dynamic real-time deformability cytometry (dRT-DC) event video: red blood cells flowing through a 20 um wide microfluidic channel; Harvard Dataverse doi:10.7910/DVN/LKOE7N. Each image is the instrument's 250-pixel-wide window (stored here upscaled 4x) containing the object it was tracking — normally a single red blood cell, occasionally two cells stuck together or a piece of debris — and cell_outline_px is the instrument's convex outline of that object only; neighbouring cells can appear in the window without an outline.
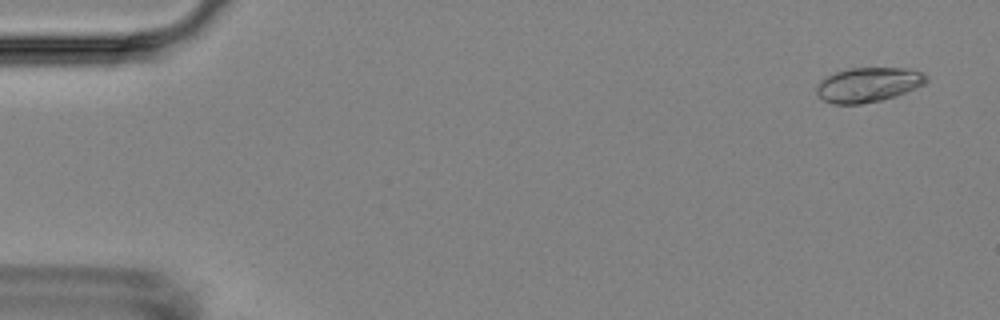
{"species": "Egyptian fruit bat (a non-hibernating species)", "species_latin": "Rousettus aegyptiacus", "temperature_condition": "room temperature", "stored_images_in_passage": 4, "camera_frame_rate_fps": 3000, "um_per_image_px": 0.085, "animal": {"sex": "female"}, "frame": {"image": 1, "passage_image": 1, "time_ms": 0.0, "image_size_px": [1000, 320], "cell_outline_px": [[928, 80], [924, 84], [896, 96], [880, 100], [860, 104], [832, 104], [824, 100], [816, 92], [816, 88], [820, 80], [824, 76], [836, 72], [852, 68], [908, 68], [920, 72], [928, 76]], "centroid_in_image_um": [73.78, 7.2], "position_along_channel_um": 11.2, "area_um2": 22.08}}
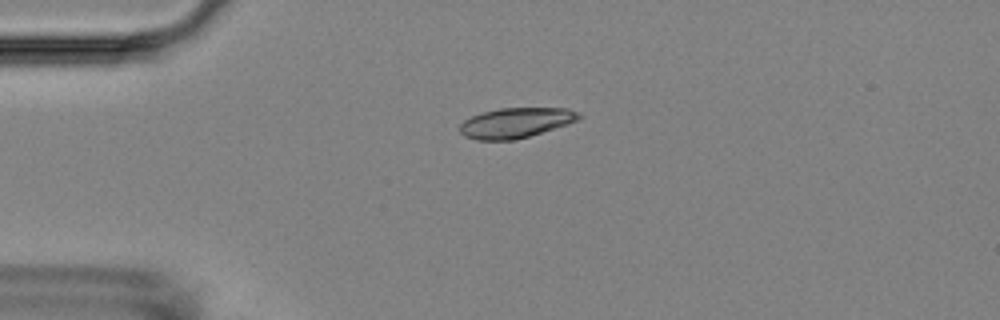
{"frame": {"image": 2, "passage_image": 4, "time_ms": 3.667, "image_size_px": [1000, 320], "cell_outline_px": [[584, 116], [576, 120], [528, 136], [512, 140], [476, 140], [464, 136], [460, 132], [460, 124], [464, 120], [472, 116], [484, 112], [500, 108], [568, 108]], "centroid_in_image_um": [43.78, 10.43], "position_along_channel_um": 41.2, "area_um2": 20.46}}